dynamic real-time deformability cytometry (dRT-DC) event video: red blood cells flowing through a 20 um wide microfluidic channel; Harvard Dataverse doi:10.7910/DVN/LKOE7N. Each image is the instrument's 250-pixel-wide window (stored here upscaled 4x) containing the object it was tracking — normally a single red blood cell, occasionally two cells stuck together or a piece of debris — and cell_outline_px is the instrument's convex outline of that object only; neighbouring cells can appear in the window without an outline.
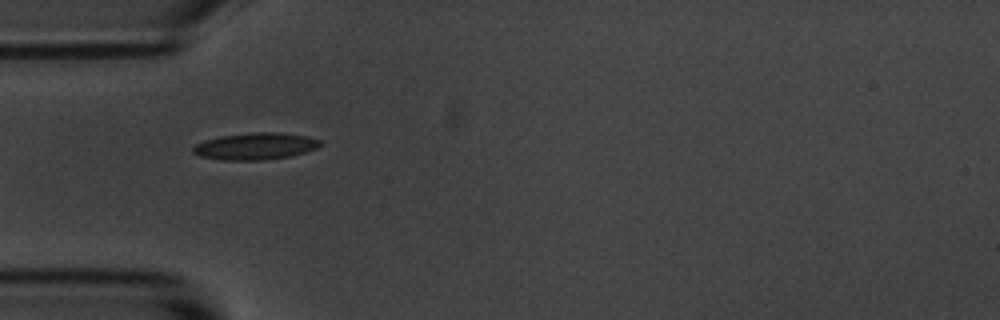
{"species": "common noctule bat (a hibernating species)", "species_latin": "Nyctalus noctula", "temperature_condition": "room temperature", "stored_images_in_passage": 2, "camera_frame_rate_fps": 3000, "um_per_image_px": 0.085, "animal": {"sex": "male", "body_mass_g": 20.1, "forearm_length_mm": 53.5}, "frame": {"image": 1, "passage_image": 1, "time_ms": 0.0, "image_size_px": [1000, 320], "cell_outline_px": [[324, 144], [316, 148], [292, 156], [264, 160], [220, 160], [200, 156], [192, 152], [192, 148], [196, 144], [204, 140], [220, 136], [252, 132], [280, 132], [308, 136], [320, 140]], "centroid_in_image_um": [21.72, 12.42], "position_along_channel_um": 63.3, "area_um2": 20.11}}